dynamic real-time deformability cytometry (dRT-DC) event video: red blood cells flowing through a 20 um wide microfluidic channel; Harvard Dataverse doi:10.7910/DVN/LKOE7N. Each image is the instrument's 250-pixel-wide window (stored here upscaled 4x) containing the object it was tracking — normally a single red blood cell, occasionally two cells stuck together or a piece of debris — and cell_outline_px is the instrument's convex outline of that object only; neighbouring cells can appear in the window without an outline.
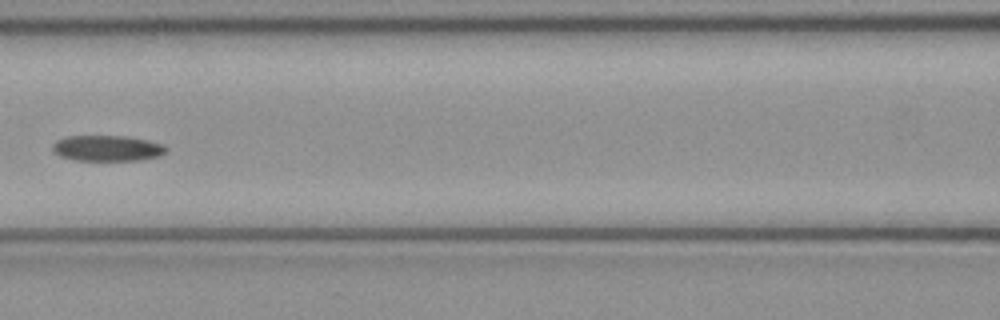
{"species": "common noctule bat (a hibernating species)", "species_latin": "Nyctalus noctula", "temperature_condition": "cold", "stored_images_in_passage": 6, "camera_frame_rate_fps": 3000, "um_per_image_px": 0.085, "animal": {"sex": "female", "body_mass_g": 21.9}, "frame": {"image": 1, "passage_image": 6, "time_ms": 1.667, "image_size_px": [1000, 320], "cell_outline_px": [[168, 148], [160, 156], [140, 160], [76, 160], [60, 156], [52, 152], [52, 144], [56, 140], [68, 136], [124, 136], [148, 140], [164, 144]], "centroid_in_image_um": [9.1, 12.6], "position_along_channel_um": 157.5, "area_um2": 17.11}}